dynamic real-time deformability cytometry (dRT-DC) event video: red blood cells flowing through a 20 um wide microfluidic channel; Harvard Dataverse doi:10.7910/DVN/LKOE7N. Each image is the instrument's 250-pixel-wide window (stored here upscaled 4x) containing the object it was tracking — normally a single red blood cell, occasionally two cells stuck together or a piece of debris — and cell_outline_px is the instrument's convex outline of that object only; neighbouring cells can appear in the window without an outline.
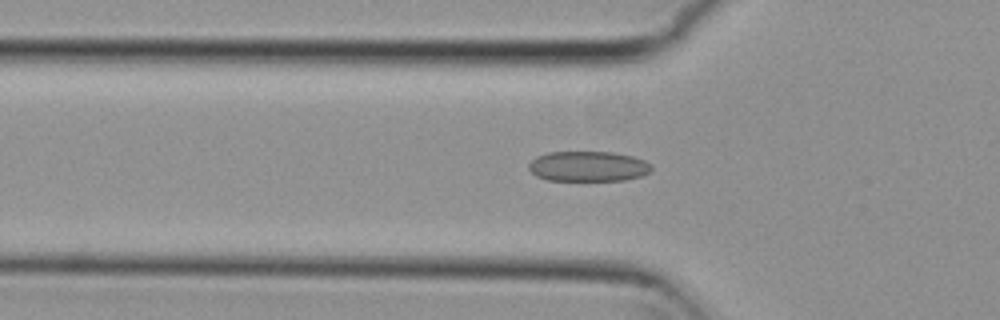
{"species": "common noctule bat (a hibernating species)", "species_latin": "Nyctalus noctula", "temperature_condition": "cold", "stored_images_in_passage": 54, "camera_frame_rate_fps": 3000, "um_per_image_px": 0.085, "animal": {"sex": "female", "body_mass_g": 29.2, "forearm_length_mm": 56.3}, "frame": {"image": 1, "passage_image": 18, "time_ms": 5.667, "image_size_px": [1000, 320], "cell_outline_px": [[652, 168], [648, 172], [640, 176], [624, 180], [548, 180], [536, 176], [528, 168], [528, 164], [536, 156], [548, 152], [612, 152], [632, 156], [644, 160], [652, 164]], "centroid_in_image_um": [49.98, 14.13], "position_along_channel_um": 75.8, "area_um2": 21.56}}
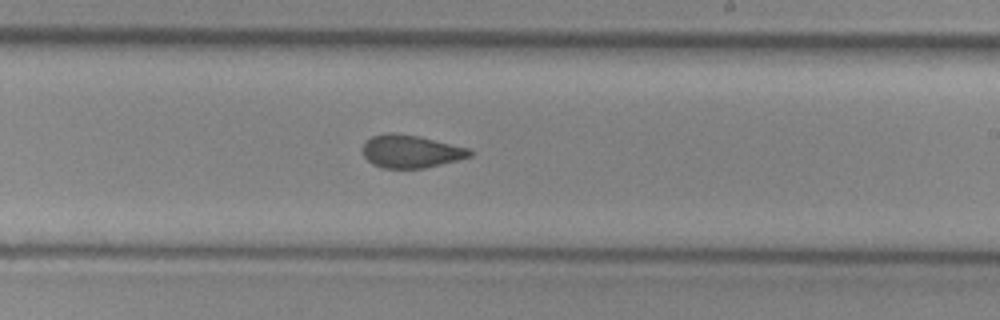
{"frame": {"image": 2, "passage_image": 32, "time_ms": 10.333, "image_size_px": [1000, 320], "cell_outline_px": [[472, 156], [424, 168], [380, 168], [372, 164], [364, 156], [364, 144], [372, 136], [388, 132], [396, 132], [420, 136], [468, 148], [472, 152]], "centroid_in_image_um": [34.91, 12.86], "position_along_channel_um": 254.1, "area_um2": 20.4}}
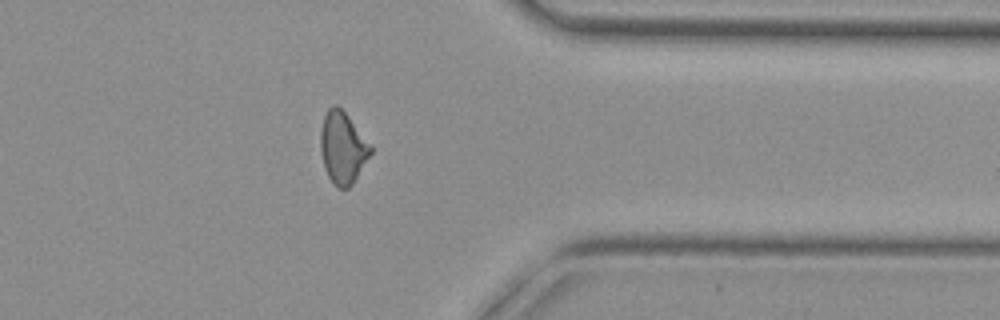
{"frame": {"image": 3, "passage_image": 43, "time_ms": 14.0, "image_size_px": [1000, 320], "cell_outline_px": [[372, 152], [352, 184], [348, 188], [336, 188], [332, 184], [324, 168], [320, 152], [320, 132], [324, 116], [328, 108], [332, 104], [336, 104], [348, 116], [372, 144]], "centroid_in_image_um": [29.12, 12.56], "position_along_channel_um": 382.3, "area_um2": 21.15}, "authors_computed_cell_mechanics": {"area_um2": 21.2993, "velocity_mm_per_s": 3.8135, "shape_relaxation_time_tau1_ms": null, "shape_relaxation_time_tau2_ms": 1.6394, "deformation_change_tau1": null, "deformation_change_tau2": 0.0808}}